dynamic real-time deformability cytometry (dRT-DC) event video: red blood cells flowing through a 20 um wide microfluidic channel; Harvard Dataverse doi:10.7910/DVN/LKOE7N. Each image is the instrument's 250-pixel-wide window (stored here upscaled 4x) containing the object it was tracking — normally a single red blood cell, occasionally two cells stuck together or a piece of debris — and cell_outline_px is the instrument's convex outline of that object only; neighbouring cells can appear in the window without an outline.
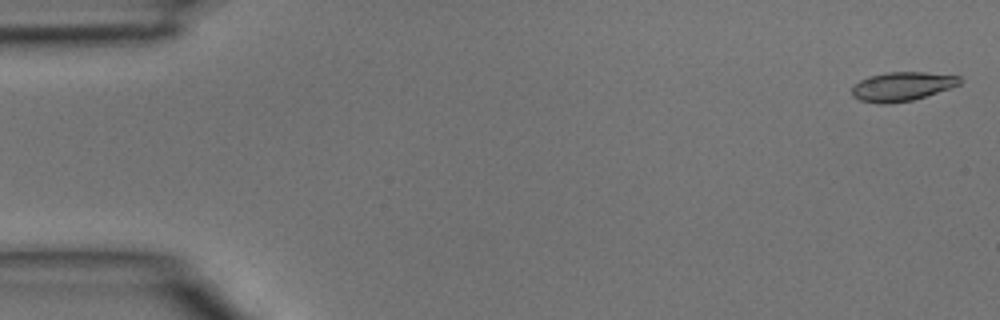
{"species": "common noctule bat (a hibernating species)", "species_latin": "Nyctalus noctula", "temperature_condition": "room temperature", "stored_images_in_passage": 5, "camera_frame_rate_fps": 3000, "um_per_image_px": 0.085, "animal": {"sex": "male", "body_mass_g": 15.6}, "frame": {"image": 1, "passage_image": 1, "time_ms": 0.0, "image_size_px": [1000, 320], "cell_outline_px": [[964, 80], [960, 84], [912, 100], [888, 104], [880, 104], [860, 100], [852, 96], [852, 88], [860, 80], [868, 76], [888, 72], [924, 72], [960, 76]], "centroid_in_image_um": [76.66, 7.34], "position_along_channel_um": 8.3, "area_um2": 18.09}}